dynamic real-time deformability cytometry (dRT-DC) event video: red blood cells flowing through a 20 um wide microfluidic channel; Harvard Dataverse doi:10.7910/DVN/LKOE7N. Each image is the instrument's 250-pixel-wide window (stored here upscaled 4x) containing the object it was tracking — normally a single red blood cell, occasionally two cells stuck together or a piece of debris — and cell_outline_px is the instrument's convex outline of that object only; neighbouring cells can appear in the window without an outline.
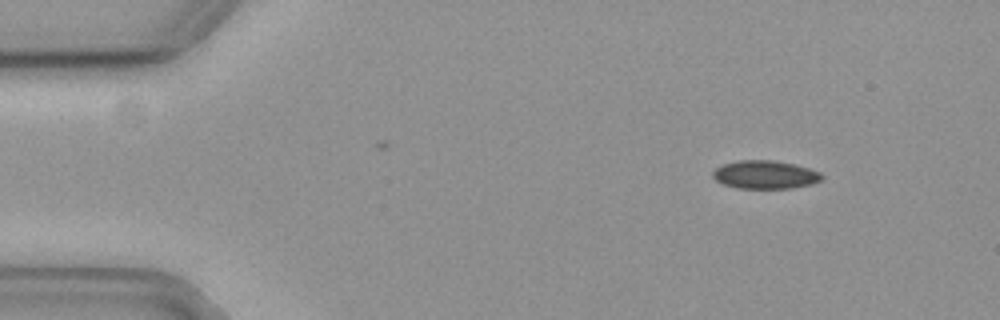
{"species": "common noctule bat (a hibernating species)", "species_latin": "Nyctalus noctula", "temperature_condition": "cold", "stored_images_in_passage": 7, "camera_frame_rate_fps": 3000, "um_per_image_px": 0.085, "animal": {"sex": "female", "body_mass_g": 19.3, "forearm_length_mm": 54.1}, "frame": {"image": 1, "passage_image": 3, "time_ms": 0.667, "image_size_px": [1000, 320], "cell_outline_px": [[816, 176], [808, 180], [792, 184], [736, 184], [724, 180], [720, 176], [720, 172], [740, 164], [776, 164]], "centroid_in_image_um": [64.92, 14.85], "position_along_channel_um": 20.1, "area_um2": 10.64}}